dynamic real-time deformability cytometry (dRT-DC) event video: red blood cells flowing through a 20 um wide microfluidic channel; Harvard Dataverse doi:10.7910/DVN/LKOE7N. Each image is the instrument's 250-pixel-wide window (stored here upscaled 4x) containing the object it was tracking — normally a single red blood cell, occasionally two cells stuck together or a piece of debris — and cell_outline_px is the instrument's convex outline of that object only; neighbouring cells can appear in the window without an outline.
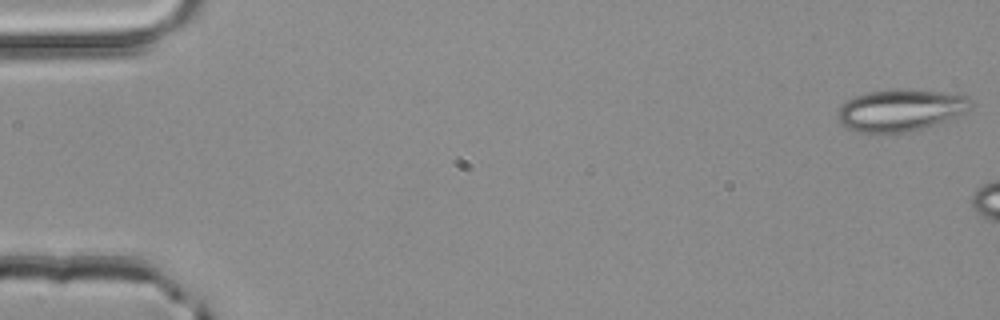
{"species": "common noctule bat (a hibernating species)", "species_latin": "Nyctalus noctula", "temperature_condition": "room temperature", "stored_images_in_passage": 7, "camera_frame_rate_fps": 3000, "um_per_image_px": 0.085, "animal": {"sex": "male", "body_mass_g": 20.4}, "frame": {"image": 1, "passage_image": 1, "time_ms": 0.0, "image_size_px": [1000, 320], "cell_outline_px": [[976, 104], [968, 112], [924, 128], [908, 132], [856, 132], [840, 124], [840, 108], [852, 96], [868, 92], [892, 88], [904, 88], [936, 92], [964, 96], [972, 100]], "centroid_in_image_um": [76.58, 9.35], "position_along_channel_um": 8.4, "area_um2": 32.43}}